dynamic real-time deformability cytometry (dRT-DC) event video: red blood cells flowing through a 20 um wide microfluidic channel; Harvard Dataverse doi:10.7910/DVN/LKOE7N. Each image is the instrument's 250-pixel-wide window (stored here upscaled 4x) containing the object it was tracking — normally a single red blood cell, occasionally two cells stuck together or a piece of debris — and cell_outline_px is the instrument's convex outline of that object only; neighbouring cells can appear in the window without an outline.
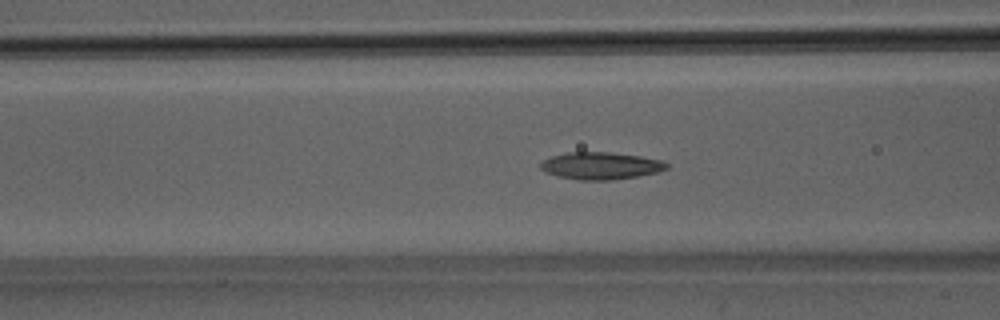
{"species": "Egyptian fruit bat (a non-hibernating species)", "species_latin": "Rousettus aegyptiacus", "temperature_condition": "room temperature", "stored_images_in_passage": 42, "camera_frame_rate_fps": 3000, "um_per_image_px": 0.085, "animal": {"sex": "male"}, "frame": {"image": 1, "passage_image": 19, "time_ms": 6.0, "image_size_px": [1000, 320], "cell_outline_px": [[668, 168], [660, 172], [612, 180], [576, 180], [556, 176], [544, 172], [540, 168], [540, 164], [544, 160], [552, 156], [568, 152], [612, 152], [640, 156], [660, 160], [668, 164]], "centroid_in_image_um": [51.04, 14.09], "position_along_channel_um": 115.6, "area_um2": 20.11}}
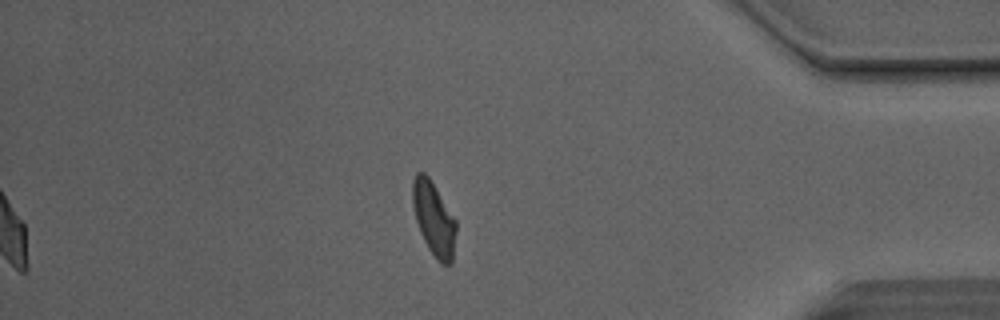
{"frame": {"image": 2, "passage_image": 42, "time_ms": 13.667, "image_size_px": [1000, 320], "cell_outline_px": [[456, 232], [452, 264], [440, 264], [436, 260], [428, 248], [420, 232], [416, 220], [412, 204], [412, 180], [416, 172], [424, 172], [428, 176], [456, 220]], "centroid_in_image_um": [36.86, 18.61], "position_along_channel_um": 398.3, "area_um2": 18.73}, "authors_computed_cell_mechanics": {"area_um2": 19.4786, "velocity_mm_per_s": 4.1339, "shape_relaxation_time_tau1_ms": 5.5784, "shape_relaxation_time_tau2_ms": 2.4907, "deformation_change_tau1": 0.1776, "deformation_change_tau2": 0.0985}}